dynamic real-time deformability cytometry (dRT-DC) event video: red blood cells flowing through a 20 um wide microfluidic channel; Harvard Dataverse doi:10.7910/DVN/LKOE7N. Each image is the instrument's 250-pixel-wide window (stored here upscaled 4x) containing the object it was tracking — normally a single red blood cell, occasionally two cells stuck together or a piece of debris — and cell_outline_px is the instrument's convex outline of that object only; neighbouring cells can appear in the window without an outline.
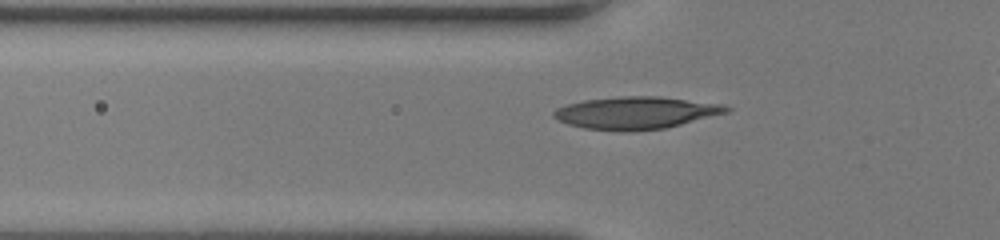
{"species": "human", "species_latin": "Homo sapiens", "temperature_condition": "room temperature", "stored_images_in_passage": 38, "camera_frame_rate_fps": 3000, "um_per_image_px": 0.085, "donor": {"sex": "female"}, "frame": {"image": 1, "passage_image": 9, "time_ms": 2.667, "image_size_px": [1000, 240], "cell_outline_px": [[732, 108], [728, 112], [664, 128], [632, 132], [620, 132], [584, 128], [568, 124], [552, 116], [552, 112], [556, 108], [564, 104], [584, 100], [620, 96], [660, 96], [720, 104]], "centroid_in_image_um": [53.99, 9.59], "position_along_channel_um": 71.8, "area_um2": 32.6}}
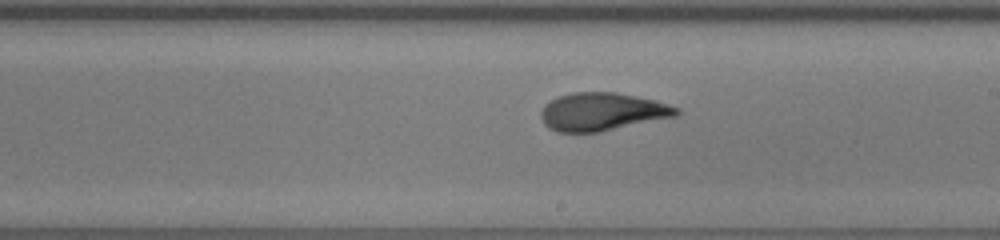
{"frame": {"image": 2, "passage_image": 21, "time_ms": 6.667, "image_size_px": [1000, 240], "cell_outline_px": [[680, 112], [676, 116], [600, 132], [556, 132], [548, 128], [544, 124], [540, 116], [540, 112], [544, 104], [548, 100], [572, 92], [616, 92], [656, 100], [680, 108]], "centroid_in_image_um": [51.16, 9.49], "position_along_channel_um": 237.8, "area_um2": 30.23}}
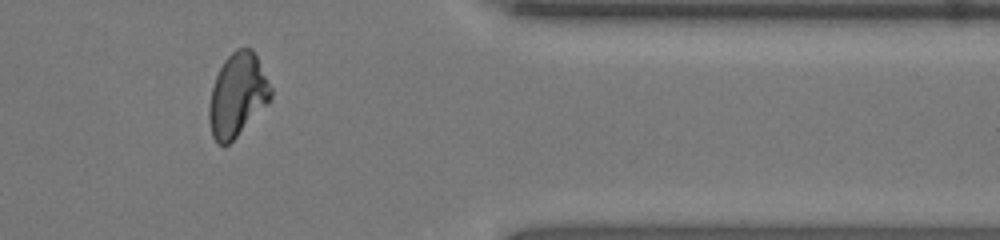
{"frame": {"image": 3, "passage_image": 33, "time_ms": 10.667, "image_size_px": [1000, 240], "cell_outline_px": [[272, 96], [236, 136], [224, 148], [212, 136], [208, 120], [208, 108], [212, 88], [216, 76], [224, 60], [236, 48], [252, 48], [272, 88]], "centroid_in_image_um": [20.15, 8.06], "position_along_channel_um": 391.3, "area_um2": 29.3}, "authors_computed_cell_mechanics": {"area_um2": 30.1138, "velocity_mm_per_s": 4.21, "shape_relaxation_time_tau1_ms": 8.3996, "shape_relaxation_time_tau2_ms": 1.2458, "deformation_change_tau1": 0.2822, "deformation_change_tau2": 0.0513}}